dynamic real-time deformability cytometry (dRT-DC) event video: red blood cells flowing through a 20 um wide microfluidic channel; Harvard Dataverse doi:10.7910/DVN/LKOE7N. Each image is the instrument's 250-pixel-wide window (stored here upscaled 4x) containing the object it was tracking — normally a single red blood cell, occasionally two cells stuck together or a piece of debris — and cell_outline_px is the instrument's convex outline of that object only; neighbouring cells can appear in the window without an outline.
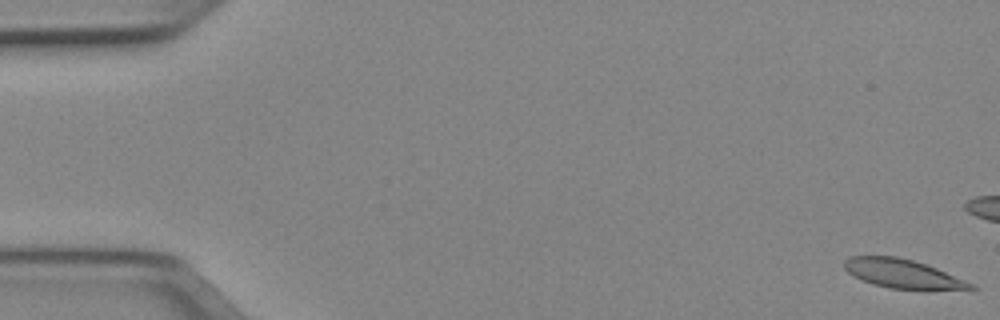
{"species": "Egyptian fruit bat (a non-hibernating species)", "species_latin": "Rousettus aegyptiacus", "temperature_condition": "cold", "stored_images_in_passage": 11, "camera_frame_rate_fps": 3000, "um_per_image_px": 0.085, "animal": {"sex": "female"}, "frame": {"image": 1, "passage_image": 1, "time_ms": 0.0, "image_size_px": [1000, 320], "cell_outline_px": [[976, 288], [928, 292], [924, 292], [888, 288], [872, 284], [852, 276], [844, 268], [844, 260], [848, 256], [896, 256], [912, 260], [936, 268], [976, 284]], "centroid_in_image_um": [76.77, 23.32], "position_along_channel_um": 8.2, "area_um2": 22.08}}